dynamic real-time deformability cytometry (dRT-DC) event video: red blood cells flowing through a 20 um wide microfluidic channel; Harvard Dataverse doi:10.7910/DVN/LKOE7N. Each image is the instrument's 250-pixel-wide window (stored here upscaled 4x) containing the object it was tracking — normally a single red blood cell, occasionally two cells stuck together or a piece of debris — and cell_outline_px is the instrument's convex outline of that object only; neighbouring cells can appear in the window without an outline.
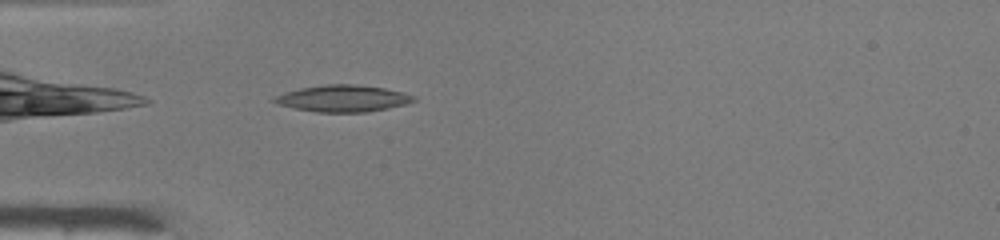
{"species": "common noctule bat (a hibernating species)", "species_latin": "Nyctalus noctula", "temperature_condition": "warm", "stored_images_in_passage": 30, "camera_frame_rate_fps": 3000, "um_per_image_px": 0.085, "animal": {"sex": "male", "body_mass_g": 19.0, "forearm_length_mm": 50.8}, "frame": {"image": 1, "passage_image": 2, "time_ms": 0.333, "image_size_px": [1000, 240], "cell_outline_px": [[416, 100], [404, 104], [388, 108], [368, 112], [316, 112], [276, 104], [272, 100], [276, 96], [284, 92], [300, 88], [328, 84], [352, 84], [384, 88], [416, 96]], "centroid_in_image_um": [29.13, 8.37], "position_along_channel_um": 55.9, "area_um2": 21.44}}
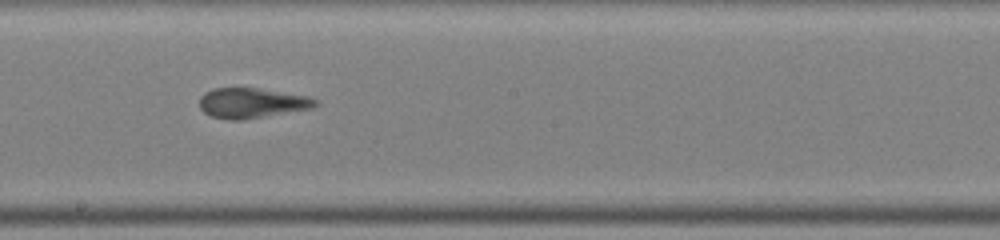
{"frame": {"image": 2, "passage_image": 15, "time_ms": 4.667, "image_size_px": [1000, 240], "cell_outline_px": [[320, 104], [312, 108], [240, 120], [228, 120], [212, 116], [204, 112], [200, 108], [200, 96], [204, 92], [212, 88], [256, 88], [308, 96], [320, 100]], "centroid_in_image_um": [21.41, 8.75], "position_along_channel_um": 226.8, "area_um2": 20.29}}
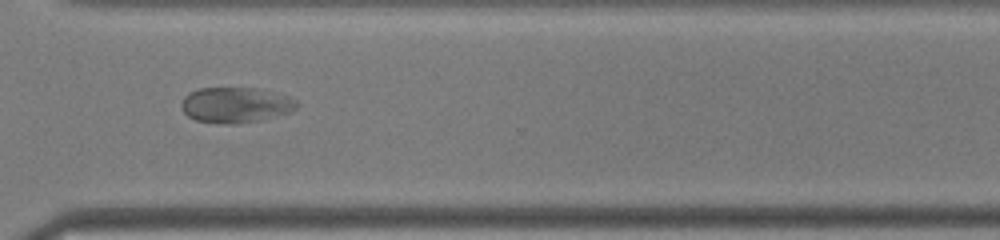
{"frame": {"image": 3, "passage_image": 24, "time_ms": 7.667, "image_size_px": [1000, 240], "cell_outline_px": [[300, 104], [296, 108], [288, 112], [256, 120], [236, 124], [220, 124], [196, 120], [188, 116], [184, 112], [180, 104], [184, 96], [200, 88], [252, 88], [288, 96], [296, 100]], "centroid_in_image_um": [19.98, 8.92], "position_along_channel_um": 350.6, "area_um2": 23.47}}